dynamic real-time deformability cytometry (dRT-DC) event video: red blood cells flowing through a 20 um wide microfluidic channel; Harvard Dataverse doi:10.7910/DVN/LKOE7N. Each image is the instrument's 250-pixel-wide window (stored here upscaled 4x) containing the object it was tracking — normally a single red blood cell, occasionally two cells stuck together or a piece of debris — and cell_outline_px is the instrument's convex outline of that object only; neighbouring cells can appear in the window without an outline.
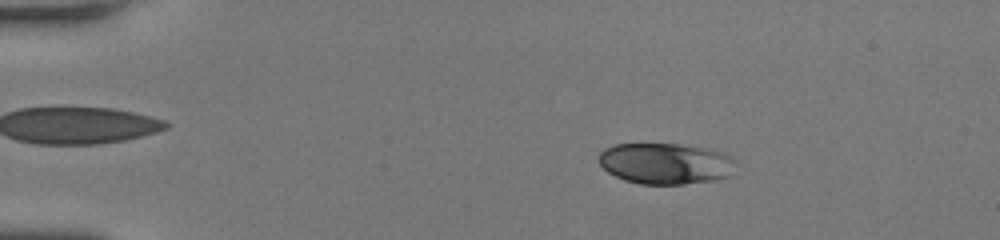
{"species": "human", "species_latin": "Homo sapiens", "temperature_condition": "room temperature", "stored_images_in_passage": 50, "camera_frame_rate_fps": 3000, "um_per_image_px": 0.085, "donor": {"sex": "female"}, "frame": {"image": 1, "passage_image": 10, "time_ms": 3.0, "image_size_px": [1000, 240], "cell_outline_px": [[736, 160], [732, 176], [712, 180], [684, 184], [640, 184], [624, 180], [608, 172], [600, 164], [600, 152], [604, 148], [612, 144], [680, 144], [708, 148], [724, 152]], "centroid_in_image_um": [56.61, 13.89], "position_along_channel_um": 28.4, "area_um2": 33.06}}
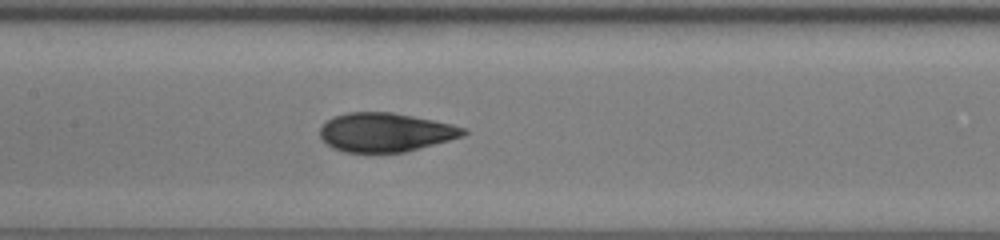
{"frame": {"image": 2, "passage_image": 26, "time_ms": 8.333, "image_size_px": [1000, 240], "cell_outline_px": [[468, 132], [464, 136], [420, 148], [404, 152], [344, 152], [332, 148], [320, 136], [320, 128], [332, 116], [348, 112], [392, 112], [452, 124], [468, 128]], "centroid_in_image_um": [32.78, 11.24], "position_along_channel_um": 174.6, "area_um2": 32.48}}
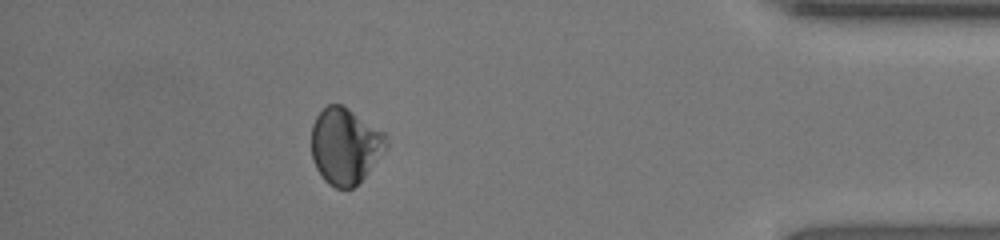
{"frame": {"image": 3, "passage_image": 45, "time_ms": 14.667, "image_size_px": [1000, 240], "cell_outline_px": [[388, 144], [380, 156], [364, 176], [352, 188], [336, 188], [328, 184], [324, 180], [316, 168], [312, 160], [312, 124], [316, 116], [328, 104], [340, 104], [348, 108], [384, 132]], "centroid_in_image_um": [29.31, 12.39], "position_along_channel_um": 405.9, "area_um2": 32.83}, "authors_computed_cell_mechanics": {"area_um2": 33.1483, "velocity_mm_per_s": 4.2988, "shape_relaxation_time_tau1_ms": 6.6126, "shape_relaxation_time_tau2_ms": 2.1071, "deformation_change_tau1": 0.1071, "deformation_change_tau2": 0.0425}}